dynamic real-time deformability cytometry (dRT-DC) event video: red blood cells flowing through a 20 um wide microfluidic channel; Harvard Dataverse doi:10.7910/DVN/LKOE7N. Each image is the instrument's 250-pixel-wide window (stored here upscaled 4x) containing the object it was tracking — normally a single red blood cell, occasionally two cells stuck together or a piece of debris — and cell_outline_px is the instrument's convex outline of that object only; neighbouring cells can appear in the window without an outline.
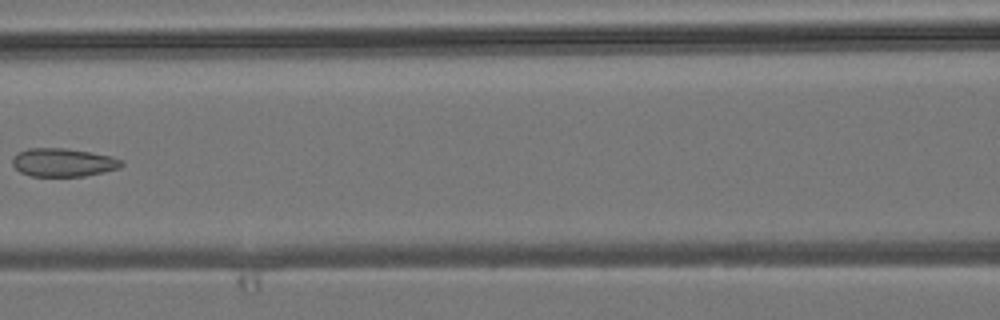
{"species": "common noctule bat (a hibernating species)", "species_latin": "Nyctalus noctula", "temperature_condition": "room temperature", "stored_images_in_passage": 6, "camera_frame_rate_fps": 3000, "um_per_image_px": 0.085, "animal": {"sex": "male", "body_mass_g": 19.2, "forearm_length_mm": 51.8}, "frame": {"image": 1, "passage_image": 6, "time_ms": 6.0, "image_size_px": [1000, 320], "cell_outline_px": [[124, 164], [120, 168], [104, 172], [84, 176], [32, 176], [20, 172], [12, 164], [12, 160], [16, 152], [28, 148], [64, 148], [112, 156], [124, 160]], "centroid_in_image_um": [5.38, 13.8], "position_along_channel_um": 161.2, "area_um2": 18.09}}